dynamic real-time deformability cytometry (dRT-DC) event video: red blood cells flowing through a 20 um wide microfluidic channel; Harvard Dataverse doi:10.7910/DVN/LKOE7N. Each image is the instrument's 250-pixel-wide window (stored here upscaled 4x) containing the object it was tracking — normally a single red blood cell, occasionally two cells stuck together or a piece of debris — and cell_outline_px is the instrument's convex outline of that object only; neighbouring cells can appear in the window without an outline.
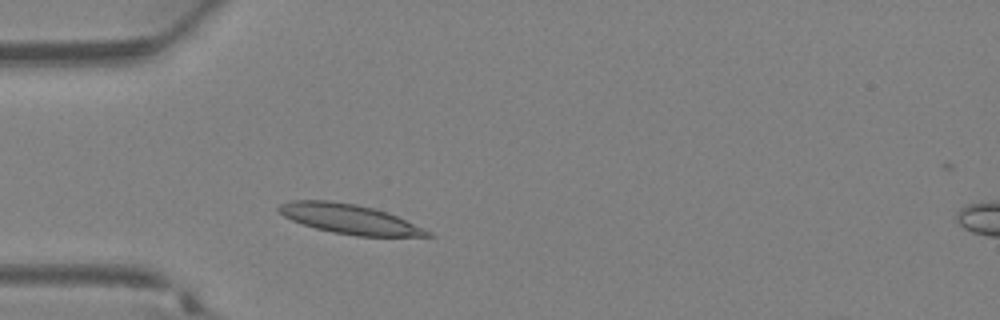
{"species": "Egyptian fruit bat (a non-hibernating species)", "species_latin": "Rousettus aegyptiacus", "temperature_condition": "warm", "stored_images_in_passage": 30, "camera_frame_rate_fps": 3000, "um_per_image_px": 0.085, "animal": {"sex": "female"}, "frame": {"image": 1, "passage_image": 4, "time_ms": 1.0, "image_size_px": [1000, 320], "cell_outline_px": [[436, 236], [356, 236], [332, 232], [316, 228], [292, 220], [284, 216], [276, 208], [280, 204], [292, 200], [328, 200], [356, 204], [388, 212], [424, 228], [432, 232]], "centroid_in_image_um": [29.72, 18.61], "position_along_channel_um": 55.3, "area_um2": 25.55}}
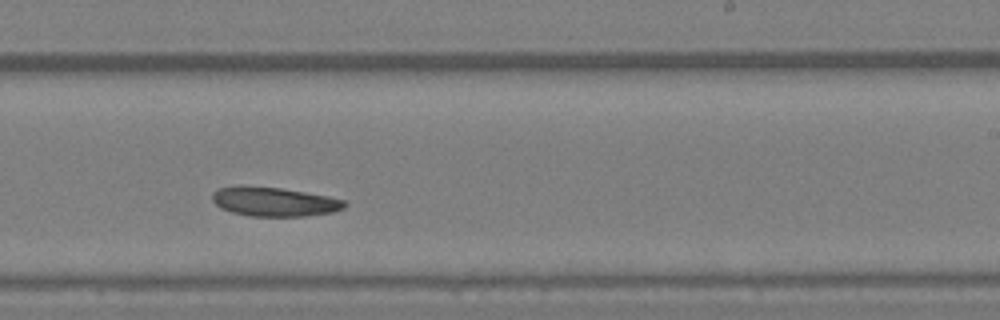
{"frame": {"image": 2, "passage_image": 16, "time_ms": 5.0, "image_size_px": [1000, 320], "cell_outline_px": [[348, 204], [344, 208], [332, 212], [304, 216], [252, 216], [232, 212], [220, 208], [212, 200], [212, 192], [220, 188], [240, 184], [280, 188], [328, 196], [344, 200]], "centroid_in_image_um": [23.27, 17.13], "position_along_channel_um": 265.7, "area_um2": 22.6}}
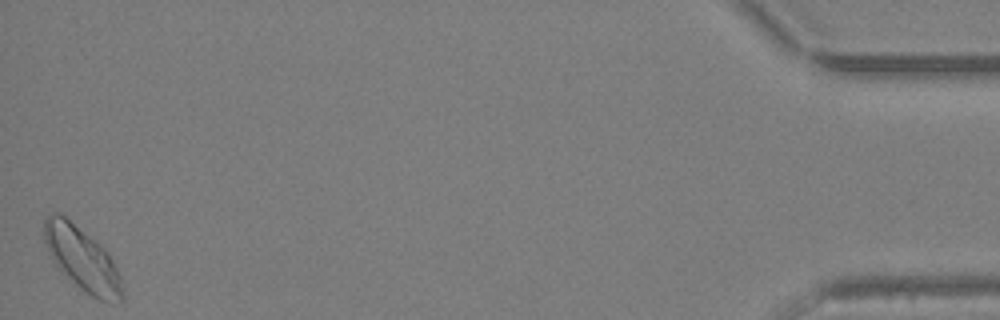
{"frame": {"image": 3, "passage_image": 30, "time_ms": 9.667, "image_size_px": [1000, 320], "cell_outline_px": [[124, 300], [108, 304], [96, 300], [84, 292], [52, 260], [44, 244], [44, 216], [48, 212], [60, 212], [100, 244], [108, 252], [120, 276], [124, 292]], "centroid_in_image_um": [6.99, 22.01], "position_along_channel_um": 428.2, "area_um2": 29.25}}